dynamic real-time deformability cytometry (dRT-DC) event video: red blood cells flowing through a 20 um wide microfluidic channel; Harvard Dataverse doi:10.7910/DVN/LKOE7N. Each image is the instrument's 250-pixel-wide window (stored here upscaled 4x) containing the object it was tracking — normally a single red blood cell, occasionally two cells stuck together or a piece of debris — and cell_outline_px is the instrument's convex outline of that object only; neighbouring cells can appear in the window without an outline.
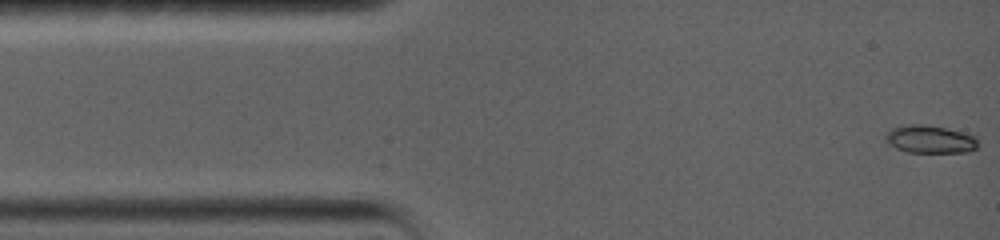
{"species": "common noctule bat (a hibernating species)", "species_latin": "Nyctalus noctula", "temperature_condition": "warm", "stored_images_in_passage": 48, "camera_frame_rate_fps": 5000, "um_per_image_px": 0.085, "animal": {"sex": "female", "body_mass_g": 19.0, "forearm_length_mm": 56.7}, "frame": {"image": 1, "passage_image": 1, "time_ms": 0.0, "image_size_px": [1000, 240], "cell_outline_px": [[976, 148], [968, 152], [908, 152], [896, 148], [888, 144], [884, 136], [892, 128], [912, 124], [920, 124], [944, 128], [976, 136]], "centroid_in_image_um": [79.02, 11.85], "position_along_channel_um": 6.0, "area_um2": 14.68}}
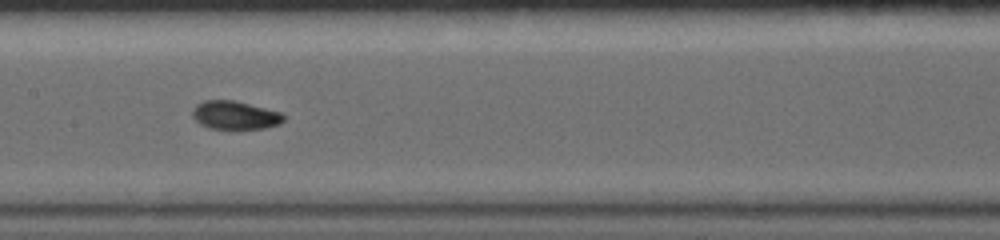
{"frame": {"image": 2, "passage_image": 19, "time_ms": 7.2, "image_size_px": [1000, 240], "cell_outline_px": [[284, 120], [280, 124], [264, 128], [208, 128], [200, 124], [192, 116], [192, 108], [196, 104], [204, 100], [236, 100], [280, 112], [284, 116]], "centroid_in_image_um": [19.95, 9.77], "position_along_channel_um": 187.5, "area_um2": 15.03}}
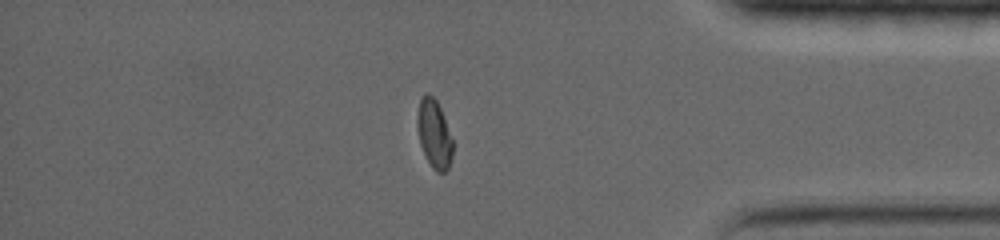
{"frame": {"image": 3, "passage_image": 37, "time_ms": 13.6, "image_size_px": [1000, 240], "cell_outline_px": [[452, 156], [448, 168], [444, 172], [436, 172], [432, 168], [420, 144], [416, 128], [416, 116], [420, 96], [424, 92], [428, 92], [436, 100], [440, 108], [452, 140]], "centroid_in_image_um": [36.86, 11.33], "position_along_channel_um": 398.3, "area_um2": 14.16}, "authors_computed_cell_mechanics": {"area_um2": 14.8257, "velocity_mm_per_s": 3.6593, "shape_relaxation_time_tau1_ms": 5.0755, "shape_relaxation_time_tau2_ms": 1.1883, "deformation_change_tau1": 0.1724, "deformation_change_tau2": 0.0408}}